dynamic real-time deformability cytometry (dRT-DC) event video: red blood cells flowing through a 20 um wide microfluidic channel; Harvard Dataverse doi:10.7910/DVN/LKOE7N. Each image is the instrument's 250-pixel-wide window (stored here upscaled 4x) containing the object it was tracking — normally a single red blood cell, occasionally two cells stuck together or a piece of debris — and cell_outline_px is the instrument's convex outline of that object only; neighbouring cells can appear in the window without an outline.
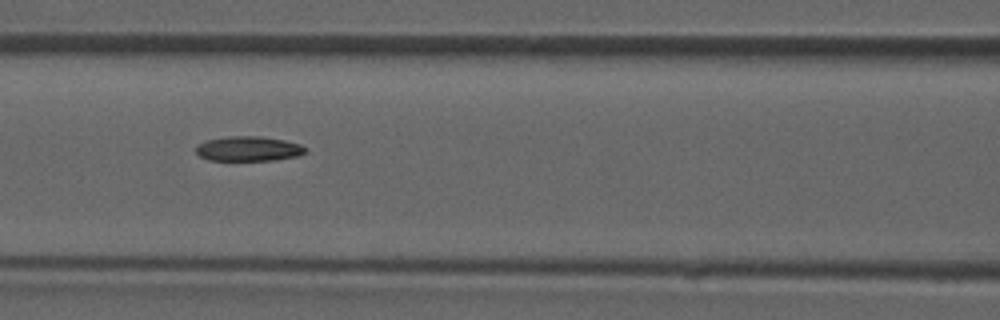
{"species": "common noctule bat (a hibernating species)", "species_latin": "Nyctalus noctula", "temperature_condition": "room temperature", "stored_images_in_passage": 48, "camera_frame_rate_fps": 3000, "um_per_image_px": 0.085, "animal": {"sex": "male", "forearm_length_mm": 52.5}, "frame": {"image": 1, "passage_image": 21, "time_ms": 6.667, "image_size_px": [1000, 320], "cell_outline_px": [[308, 152], [300, 156], [276, 160], [208, 160], [200, 156], [196, 152], [196, 144], [208, 140], [228, 136], [264, 136], [284, 140], [300, 144], [308, 148]], "centroid_in_image_um": [21.18, 12.64], "position_along_channel_um": 145.4, "area_um2": 16.07}}